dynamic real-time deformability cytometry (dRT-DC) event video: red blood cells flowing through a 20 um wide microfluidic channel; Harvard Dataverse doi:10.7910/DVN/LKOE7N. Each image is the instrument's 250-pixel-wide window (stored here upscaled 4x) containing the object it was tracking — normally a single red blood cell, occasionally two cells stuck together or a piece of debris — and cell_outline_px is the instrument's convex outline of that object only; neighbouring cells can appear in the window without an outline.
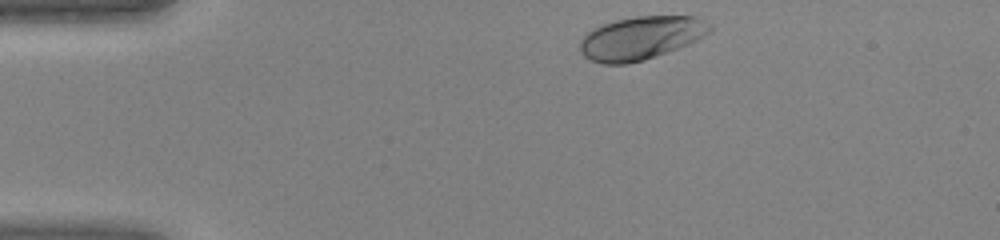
{"species": "human", "species_latin": "Homo sapiens", "temperature_condition": "warm", "stored_images_in_passage": 31, "camera_frame_rate_fps": 3000, "um_per_image_px": 0.085, "donor": {"sex": "female"}, "frame": {"image": 1, "passage_image": 1, "time_ms": 0.0, "image_size_px": [1000, 240], "cell_outline_px": [[712, 32], [688, 44], [644, 60], [628, 64], [604, 64], [592, 60], [584, 56], [580, 52], [580, 40], [588, 32], [604, 24], [616, 20], [636, 16], [696, 16], [712, 24]], "centroid_in_image_um": [54.51, 3.22], "position_along_channel_um": 30.5, "area_um2": 32.6}}
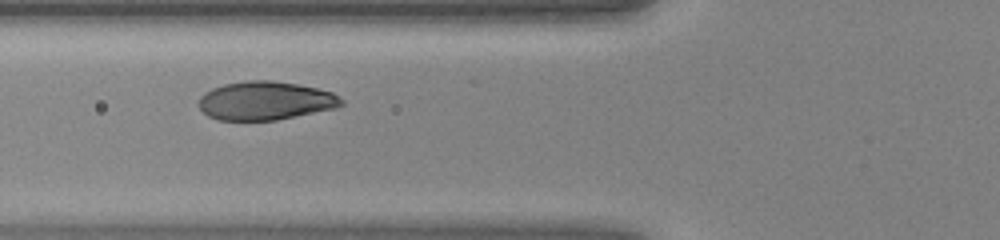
{"frame": {"image": 2, "passage_image": 10, "time_ms": 3.0, "image_size_px": [1000, 240], "cell_outline_px": [[344, 104], [336, 108], [276, 120], [216, 120], [208, 116], [200, 108], [200, 96], [204, 92], [212, 88], [224, 84], [248, 80], [272, 80], [296, 84], [316, 88], [332, 92], [344, 100]], "centroid_in_image_um": [22.56, 8.56], "position_along_channel_um": 103.2, "area_um2": 32.02}}
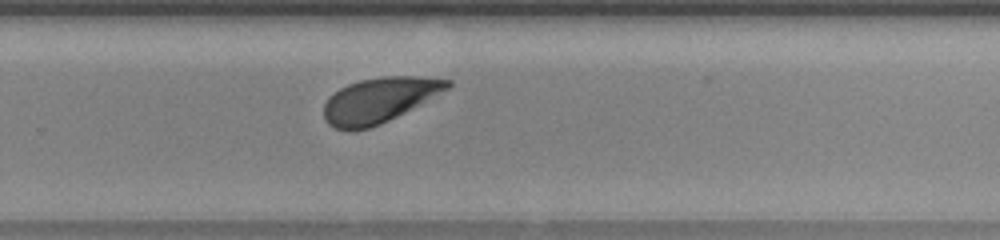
{"frame": {"image": 3, "passage_image": 23, "time_ms": 7.333, "image_size_px": [1000, 240], "cell_outline_px": [[452, 84], [448, 88], [396, 116], [380, 124], [368, 128], [348, 132], [336, 128], [328, 124], [324, 120], [324, 104], [328, 96], [340, 88], [348, 84], [360, 80], [380, 76], [416, 76], [452, 80]], "centroid_in_image_um": [32.16, 8.51], "position_along_channel_um": 297.6, "area_um2": 32.19}}